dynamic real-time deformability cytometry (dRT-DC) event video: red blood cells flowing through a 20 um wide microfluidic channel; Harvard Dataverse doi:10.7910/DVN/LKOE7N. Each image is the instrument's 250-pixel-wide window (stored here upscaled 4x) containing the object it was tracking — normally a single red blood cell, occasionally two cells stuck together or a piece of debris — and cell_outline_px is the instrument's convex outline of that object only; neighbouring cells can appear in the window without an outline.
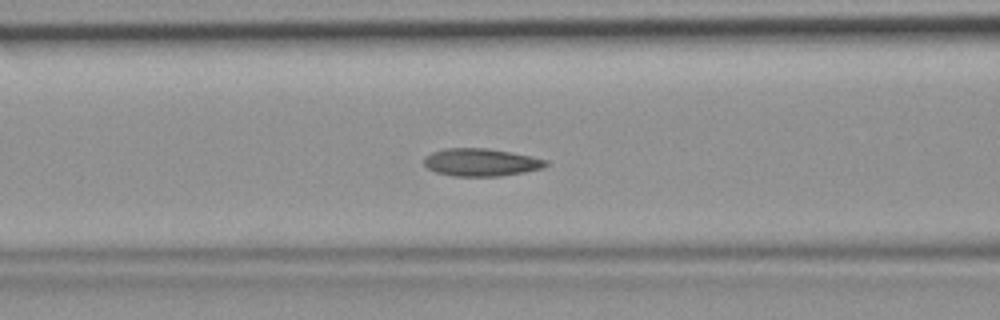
{"species": "common noctule bat (a hibernating species)", "species_latin": "Nyctalus noctula", "temperature_condition": "room temperature", "stored_images_in_passage": 49, "camera_frame_rate_fps": 3000, "um_per_image_px": 0.085, "animal": {"sex": "female", "body_mass_g": 19.9}, "frame": {"image": 1, "passage_image": 20, "time_ms": 6.333, "image_size_px": [1000, 320], "cell_outline_px": [[548, 164], [544, 168], [524, 172], [500, 176], [452, 176], [436, 172], [428, 168], [424, 164], [424, 156], [432, 152], [444, 148], [488, 148], [512, 152], [548, 160]], "centroid_in_image_um": [40.88, 13.79], "position_along_channel_um": 125.7, "area_um2": 19.77}}
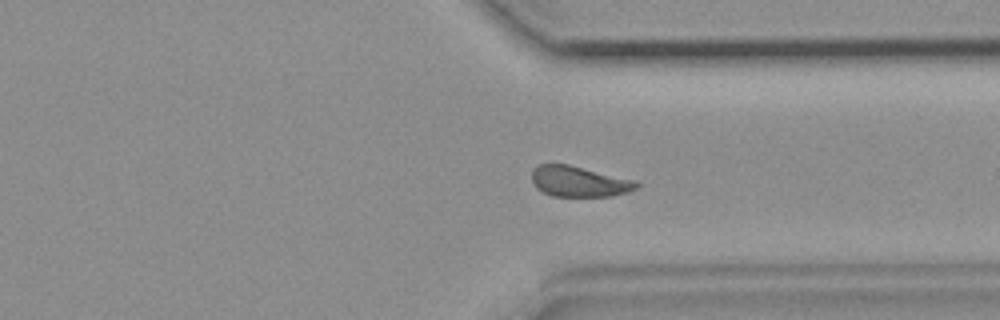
{"frame": {"image": 2, "passage_image": 37, "time_ms": 12.0, "image_size_px": [1000, 320], "cell_outline_px": [[640, 188], [628, 192], [612, 196], [552, 196], [536, 188], [532, 180], [532, 168], [536, 164], [568, 164], [636, 180], [640, 184]], "centroid_in_image_um": [49.24, 15.42], "position_along_channel_um": 362.2, "area_um2": 18.9}}
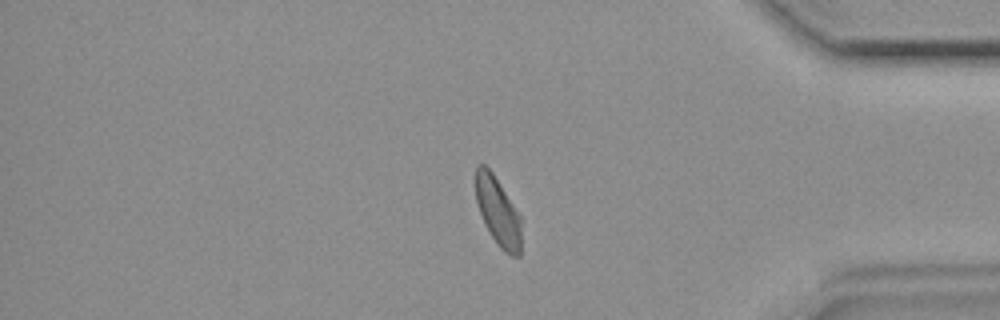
{"frame": {"image": 3, "passage_image": 41, "time_ms": 13.333, "image_size_px": [1000, 320], "cell_outline_px": [[520, 256], [512, 256], [504, 252], [500, 248], [484, 224], [476, 200], [472, 180], [476, 164], [484, 164], [492, 172], [520, 216]], "centroid_in_image_um": [42.25, 17.92], "position_along_channel_um": 392.9, "area_um2": 18.32}}